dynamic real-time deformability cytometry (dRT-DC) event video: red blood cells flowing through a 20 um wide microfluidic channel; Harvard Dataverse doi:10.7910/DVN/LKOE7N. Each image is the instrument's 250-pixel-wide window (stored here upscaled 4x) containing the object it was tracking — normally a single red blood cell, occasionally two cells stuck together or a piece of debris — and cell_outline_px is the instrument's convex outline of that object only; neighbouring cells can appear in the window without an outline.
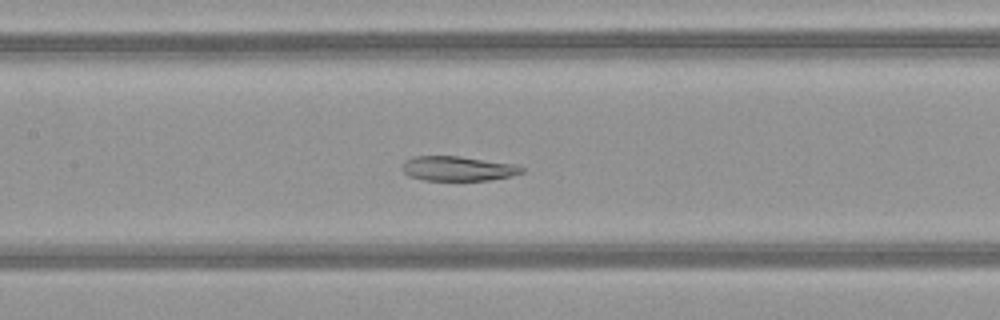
{"species": "common noctule bat (a hibernating species)", "species_latin": "Nyctalus noctula", "temperature_condition": "warm", "stored_images_in_passage": 51, "camera_frame_rate_fps": 3000, "um_per_image_px": 0.085, "animal": {"sex": "female", "body_mass_g": 21.9}, "frame": {"image": 1, "passage_image": 25, "time_ms": 8.0, "image_size_px": [1000, 320], "cell_outline_px": [[524, 172], [508, 176], [488, 180], [424, 180], [408, 176], [400, 168], [404, 160], [412, 156], [460, 156], [516, 164], [524, 168]], "centroid_in_image_um": [38.87, 14.31], "position_along_channel_um": 168.5, "area_um2": 17.28}}
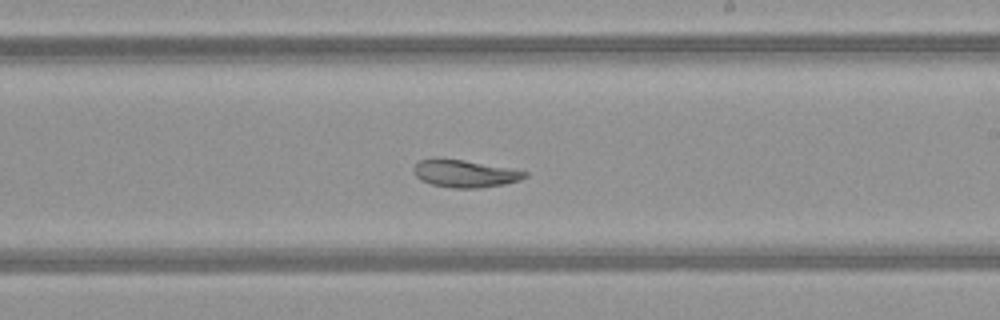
{"frame": {"image": 2, "passage_image": 31, "time_ms": 10.0, "image_size_px": [1000, 320], "cell_outline_px": [[528, 176], [520, 180], [504, 184], [480, 188], [452, 188], [432, 184], [420, 180], [416, 176], [412, 168], [420, 160], [432, 156], [436, 156], [464, 160], [528, 172]], "centroid_in_image_um": [39.44, 14.73], "position_along_channel_um": 249.6, "area_um2": 17.98}}
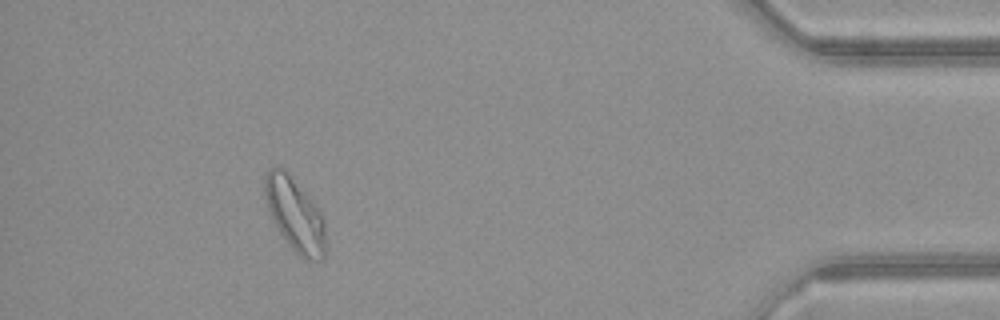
{"frame": {"image": 3, "passage_image": 47, "time_ms": 15.333, "image_size_px": [1000, 320], "cell_outline_px": [[324, 260], [304, 260], [284, 240], [272, 220], [264, 196], [264, 176], [268, 168], [276, 164], [284, 168], [312, 196], [320, 208], [324, 216]], "centroid_in_image_um": [25.06, 18.16], "position_along_channel_um": 410.1, "area_um2": 26.88}, "authors_computed_cell_mechanics": {"area_um2": 23.2934, "velocity_mm_per_s": 4.0781, "shape_relaxation_time_tau1_ms": 6.8221, "shape_relaxation_time_tau2_ms": 2.0406, "deformation_change_tau1": 0.1462, "deformation_change_tau2": 0.0481}}